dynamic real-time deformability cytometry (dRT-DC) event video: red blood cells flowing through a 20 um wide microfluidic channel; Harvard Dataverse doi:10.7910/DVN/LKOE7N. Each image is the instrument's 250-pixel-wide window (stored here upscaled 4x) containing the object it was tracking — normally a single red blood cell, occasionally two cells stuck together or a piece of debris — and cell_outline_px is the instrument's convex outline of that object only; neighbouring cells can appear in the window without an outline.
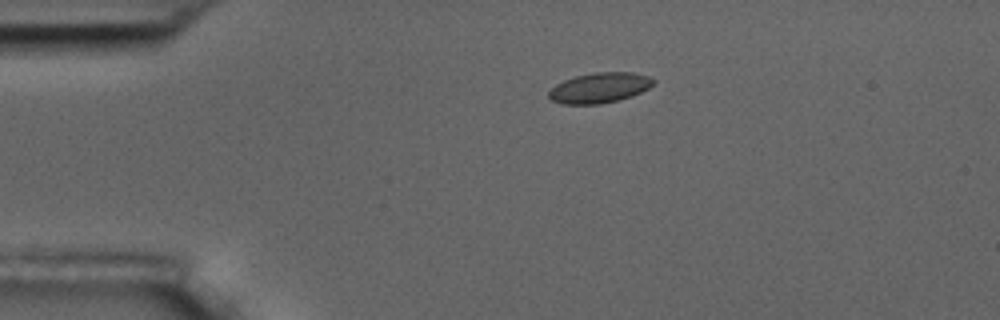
{"species": "common noctule bat (a hibernating species)", "species_latin": "Nyctalus noctula", "temperature_condition": "room temperature", "stored_images_in_passage": 3, "camera_frame_rate_fps": 3000, "um_per_image_px": 0.085, "animal": {"sex": "male", "body_mass_g": 17.5, "forearm_length_mm": 52.3}, "frame": {"image": 1, "passage_image": 1, "time_ms": 0.0, "image_size_px": [1000, 320], "cell_outline_px": [[656, 80], [648, 88], [632, 96], [600, 104], [564, 104], [552, 100], [548, 96], [548, 92], [556, 84], [564, 80], [576, 76], [596, 72], [632, 72], [648, 76]], "centroid_in_image_um": [50.95, 7.46], "position_along_channel_um": 34.0, "area_um2": 18.26}}
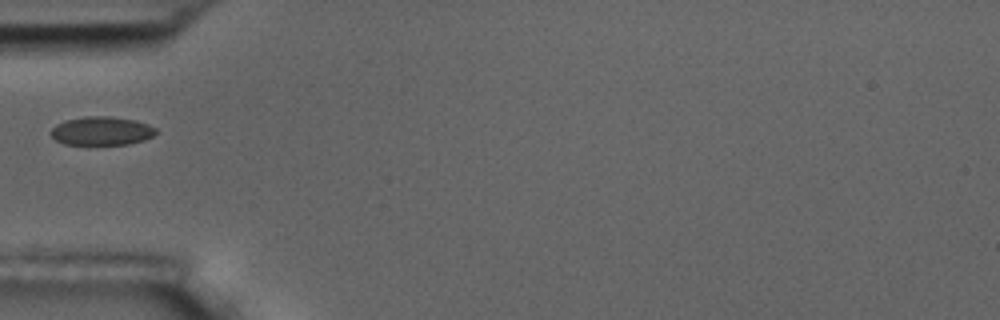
{"frame": {"image": 2, "passage_image": 3, "time_ms": 2.333, "image_size_px": [1000, 320], "cell_outline_px": [[156, 132], [152, 136], [144, 140], [128, 144], [64, 144], [56, 140], [48, 132], [56, 124], [64, 120], [84, 116], [108, 116], [136, 120], [148, 124], [156, 128]], "centroid_in_image_um": [8.61, 11.12], "position_along_channel_um": 76.4, "area_um2": 17.57}}